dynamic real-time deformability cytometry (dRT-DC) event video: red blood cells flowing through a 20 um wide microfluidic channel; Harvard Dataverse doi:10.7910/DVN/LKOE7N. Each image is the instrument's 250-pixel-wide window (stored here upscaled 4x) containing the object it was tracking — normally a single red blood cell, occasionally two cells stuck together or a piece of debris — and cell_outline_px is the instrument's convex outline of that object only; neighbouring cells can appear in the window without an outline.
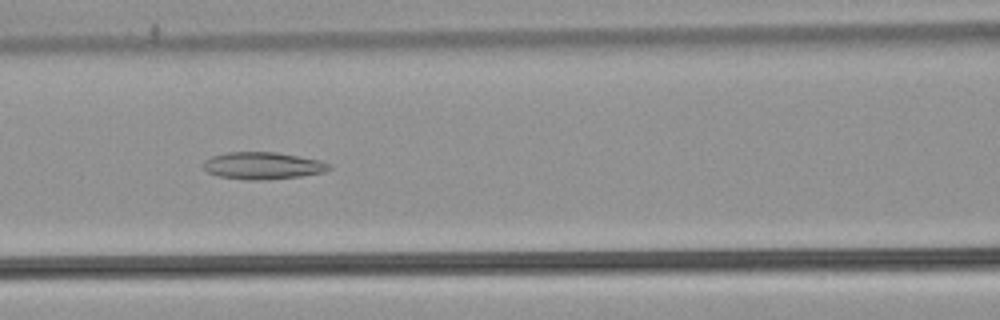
{"species": "common noctule bat (a hibernating species)", "species_latin": "Nyctalus noctula", "temperature_condition": "warm", "stored_images_in_passage": 53, "camera_frame_rate_fps": 3000, "um_per_image_px": 0.085, "animal": {"sex": "male", "body_mass_g": 21.5, "forearm_length_mm": 52.0}, "frame": {"image": 1, "passage_image": 24, "time_ms": 7.667, "image_size_px": [1000, 320], "cell_outline_px": [[332, 168], [324, 172], [300, 176], [260, 180], [244, 180], [220, 176], [208, 172], [204, 168], [204, 160], [212, 156], [228, 152], [276, 152], [320, 160], [328, 164]], "centroid_in_image_um": [22.33, 14.08], "position_along_channel_um": 144.3, "area_um2": 19.71}}
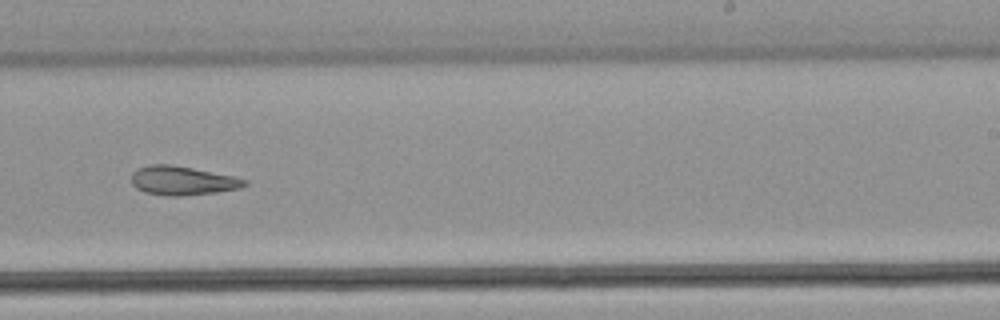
{"frame": {"image": 2, "passage_image": 34, "time_ms": 11.0, "image_size_px": [1000, 320], "cell_outline_px": [[248, 184], [240, 188], [216, 192], [180, 196], [168, 196], [144, 192], [136, 188], [132, 184], [132, 172], [136, 168], [148, 164], [168, 164], [192, 168], [232, 176], [248, 180]], "centroid_in_image_um": [15.47, 15.35], "position_along_channel_um": 273.5, "area_um2": 19.07}}
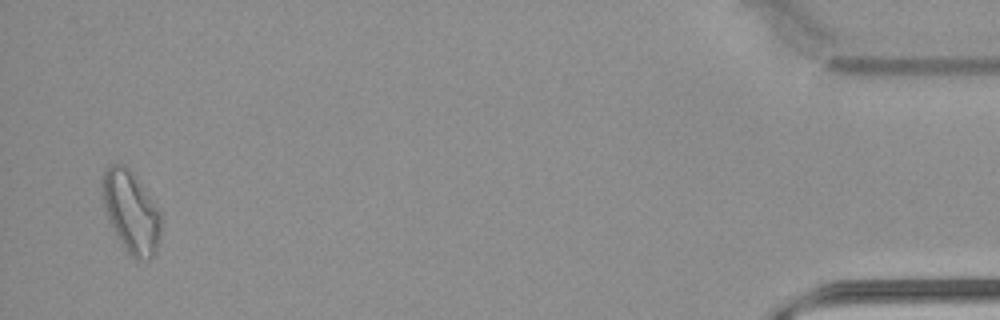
{"frame": {"image": 3, "passage_image": 52, "time_ms": 17.0, "image_size_px": [1000, 320], "cell_outline_px": [[160, 236], [156, 252], [148, 260], [136, 260], [124, 252], [108, 220], [104, 208], [100, 192], [100, 180], [108, 164], [124, 164], [132, 172], [160, 212]], "centroid_in_image_um": [11.08, 18.04], "position_along_channel_um": 424.1, "area_um2": 28.38}, "authors_computed_cell_mechanics": {"area_um2": 23.12, "velocity_mm_per_s": 3.8997, "shape_relaxation_time_tau1_ms": null, "shape_relaxation_time_tau2_ms": 5.9911, "deformation_change_tau1": null, "deformation_change_tau2": 0.1476}}